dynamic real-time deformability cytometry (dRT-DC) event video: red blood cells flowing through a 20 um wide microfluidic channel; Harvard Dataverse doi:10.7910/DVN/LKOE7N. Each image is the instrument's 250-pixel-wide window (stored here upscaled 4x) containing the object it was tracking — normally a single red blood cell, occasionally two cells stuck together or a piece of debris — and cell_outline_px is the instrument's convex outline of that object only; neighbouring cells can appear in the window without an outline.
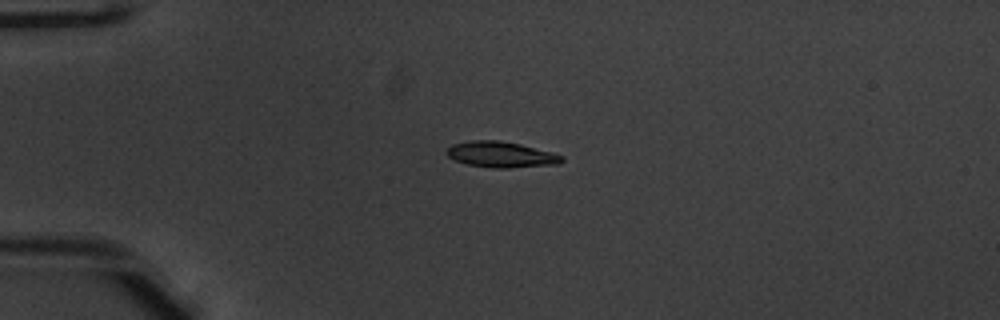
{"species": "common noctule bat (a hibernating species)", "species_latin": "Nyctalus noctula", "temperature_condition": "warm", "stored_images_in_passage": 40, "camera_frame_rate_fps": 3000, "um_per_image_px": 0.085, "animal": {"sex": "male", "body_mass_g": 20.1, "forearm_length_mm": 53.5}, "frame": {"image": 1, "passage_image": 1, "time_ms": 0.0, "image_size_px": [1000, 320], "cell_outline_px": [[564, 160], [560, 164], [508, 168], [492, 168], [468, 164], [456, 160], [448, 156], [444, 152], [452, 144], [472, 140], [500, 140], [520, 144], [552, 152], [564, 156]], "centroid_in_image_um": [42.61, 13.13], "position_along_channel_um": 42.4, "area_um2": 17.4}}
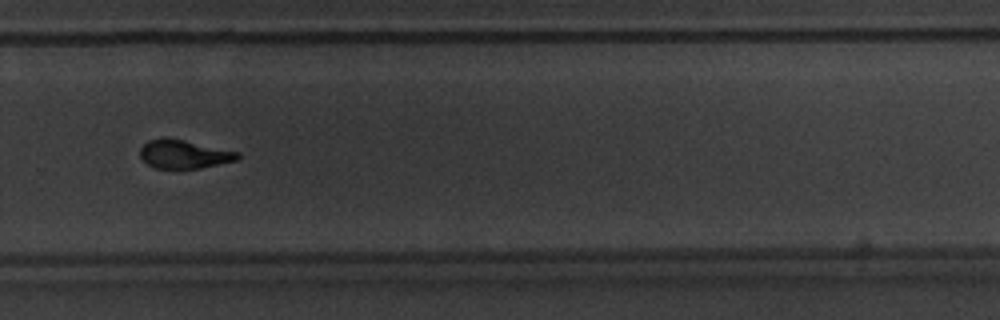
{"frame": {"image": 2, "passage_image": 24, "time_ms": 7.667, "image_size_px": [1000, 320], "cell_outline_px": [[240, 156], [236, 160], [200, 168], [156, 168], [148, 164], [140, 156], [140, 148], [148, 140], [164, 136], [184, 140], [240, 152]], "centroid_in_image_um": [15.62, 13.08], "position_along_channel_um": 314.2, "area_um2": 16.18}}
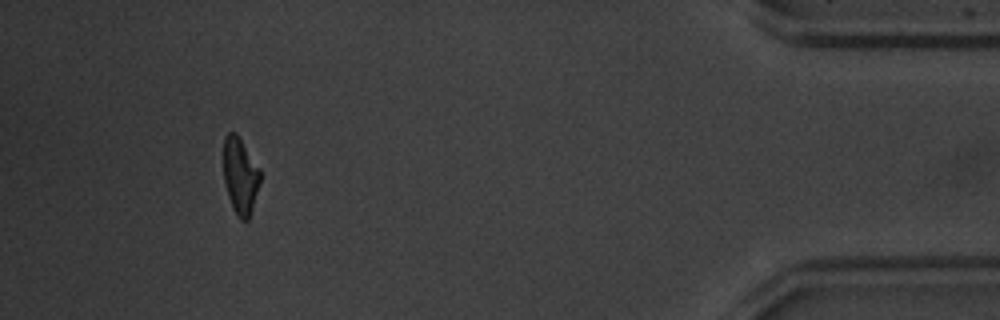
{"frame": {"image": 3, "passage_image": 36, "time_ms": 11.667, "image_size_px": [1000, 320], "cell_outline_px": [[260, 180], [252, 208], [248, 220], [240, 220], [232, 208], [228, 196], [224, 180], [224, 136], [228, 132], [236, 132], [260, 168]], "centroid_in_image_um": [20.41, 14.92], "position_along_channel_um": 414.8, "area_um2": 16.24}, "authors_computed_cell_mechanics": {"area_um2": 17.1955, "velocity_mm_per_s": 3.948, "shape_relaxation_time_tau1_ms": 4.1023, "shape_relaxation_time_tau2_ms": 2.4186, "deformation_change_tau1": 0.1871, "deformation_change_tau2": 0.0885}}